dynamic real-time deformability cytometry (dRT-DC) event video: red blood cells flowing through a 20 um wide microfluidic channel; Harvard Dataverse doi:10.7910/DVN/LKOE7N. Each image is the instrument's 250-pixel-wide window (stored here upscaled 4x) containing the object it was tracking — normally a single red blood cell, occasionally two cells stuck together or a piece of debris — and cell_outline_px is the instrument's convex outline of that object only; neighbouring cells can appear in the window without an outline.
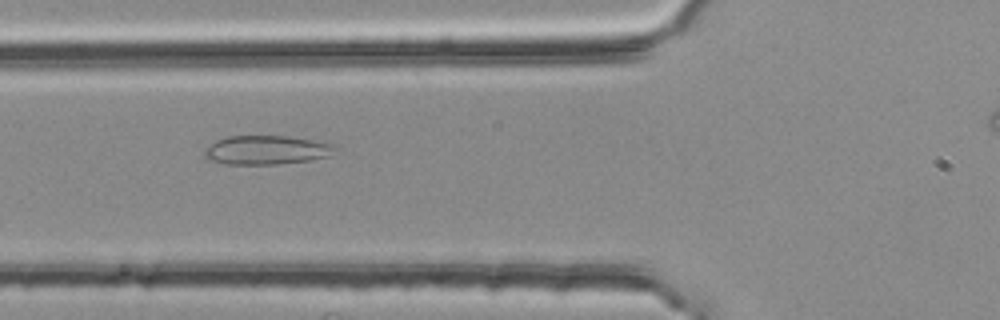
{"species": "common noctule bat (a hibernating species)", "species_latin": "Nyctalus noctula", "temperature_condition": "room temperature", "stored_images_in_passage": 39, "camera_frame_rate_fps": 3000, "um_per_image_px": 0.085, "animal": {"sex": "female", "body_mass_g": 25.1}, "frame": {"image": 1, "passage_image": 10, "time_ms": 3.0, "image_size_px": [1000, 320], "cell_outline_px": [[336, 148], [328, 156], [312, 160], [276, 164], [228, 164], [208, 160], [204, 156], [204, 148], [216, 140], [228, 136], [288, 136], [316, 140], [336, 144]], "centroid_in_image_um": [22.64, 12.74], "position_along_channel_um": 103.2, "area_um2": 22.2}}
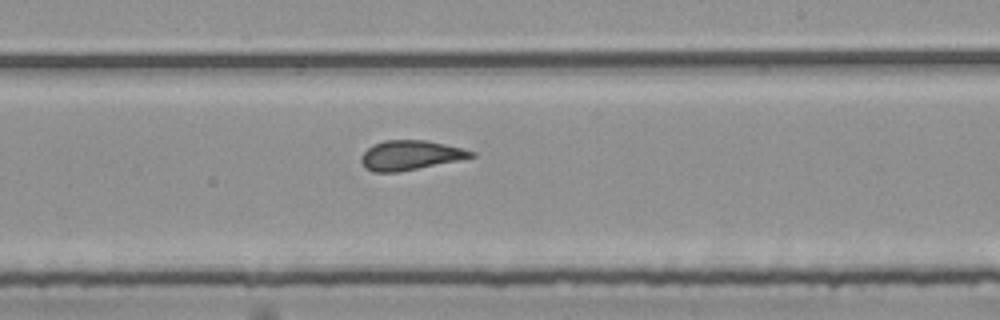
{"frame": {"image": 2, "passage_image": 22, "time_ms": 7.0, "image_size_px": [1000, 320], "cell_outline_px": [[476, 156], [460, 160], [400, 172], [372, 172], [364, 168], [360, 160], [360, 156], [372, 144], [384, 140], [424, 140], [444, 144], [476, 152]], "centroid_in_image_um": [34.84, 13.2], "position_along_channel_um": 254.2, "area_um2": 19.07}}
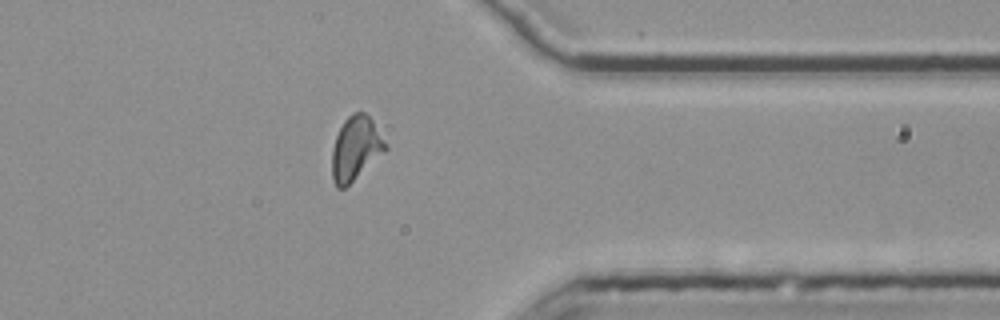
{"frame": {"image": 3, "passage_image": 33, "time_ms": 10.667, "image_size_px": [1000, 320], "cell_outline_px": [[388, 148], [384, 152], [344, 188], [336, 188], [332, 176], [332, 148], [336, 136], [344, 120], [352, 112], [364, 112], [372, 120], [388, 144]], "centroid_in_image_um": [30.23, 12.59], "position_along_channel_um": 381.2, "area_um2": 19.71}, "authors_computed_cell_mechanics": {"area_um2": 19.4208, "velocity_mm_per_s": 3.7738, "shape_relaxation_time_tau1_ms": null, "shape_relaxation_time_tau2_ms": 1.1961, "deformation_change_tau1": null, "deformation_change_tau2": 0.0976}}